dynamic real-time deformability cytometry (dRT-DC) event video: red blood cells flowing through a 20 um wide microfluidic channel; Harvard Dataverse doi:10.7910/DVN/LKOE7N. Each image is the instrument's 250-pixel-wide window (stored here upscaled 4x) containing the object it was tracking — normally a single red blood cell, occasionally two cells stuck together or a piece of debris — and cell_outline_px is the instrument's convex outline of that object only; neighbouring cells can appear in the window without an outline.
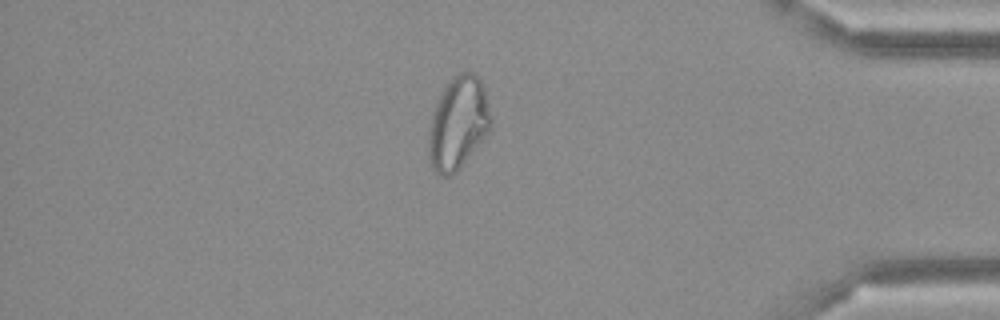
{"species": "Egyptian fruit bat (a non-hibernating species)", "species_latin": "Rousettus aegyptiacus", "temperature_condition": "cold", "stored_images_in_passage": 49, "camera_frame_rate_fps": 3000, "um_per_image_px": 0.085, "frame": {"image": 1, "passage_image": 42, "time_ms": 13.667, "image_size_px": [1000, 320], "cell_outline_px": [[492, 128], [460, 168], [452, 176], [440, 176], [432, 168], [428, 160], [428, 128], [432, 112], [444, 88], [452, 76], [460, 72], [472, 72], [480, 80], [484, 88], [492, 116]], "centroid_in_image_um": [38.93, 10.49], "position_along_channel_um": 396.3, "area_um2": 33.99}}